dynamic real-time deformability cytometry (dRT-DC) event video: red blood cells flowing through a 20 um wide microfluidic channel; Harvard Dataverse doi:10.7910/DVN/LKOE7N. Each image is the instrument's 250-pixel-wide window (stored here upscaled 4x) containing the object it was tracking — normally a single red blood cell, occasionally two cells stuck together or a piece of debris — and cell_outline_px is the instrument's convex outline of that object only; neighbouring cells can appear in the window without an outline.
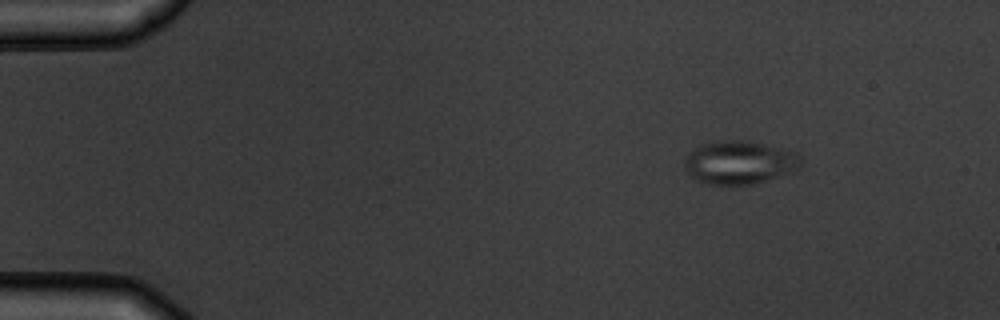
{"species": "common noctule bat (a hibernating species)", "species_latin": "Nyctalus noctula", "temperature_condition": "warm", "stored_images_in_passage": 6, "segment_of_instrument_passage": [2, 2], "camera_frame_rate_fps": 3000, "um_per_image_px": 0.085, "animal": {"sex": "male", "body_mass_g": 19.5, "forearm_length_mm": 54.6}, "frame": {"image": 1, "passage_image": 6, "time_ms": 6.0, "image_size_px": [1000, 320], "cell_outline_px": [[800, 168], [792, 172], [752, 184], [732, 188], [708, 184], [696, 180], [684, 168], [684, 160], [688, 152], [704, 144], [720, 140], [744, 140], [764, 144], [800, 152]], "centroid_in_image_um": [62.85, 13.84], "position_along_channel_um": 22.2, "area_um2": 29.94}}